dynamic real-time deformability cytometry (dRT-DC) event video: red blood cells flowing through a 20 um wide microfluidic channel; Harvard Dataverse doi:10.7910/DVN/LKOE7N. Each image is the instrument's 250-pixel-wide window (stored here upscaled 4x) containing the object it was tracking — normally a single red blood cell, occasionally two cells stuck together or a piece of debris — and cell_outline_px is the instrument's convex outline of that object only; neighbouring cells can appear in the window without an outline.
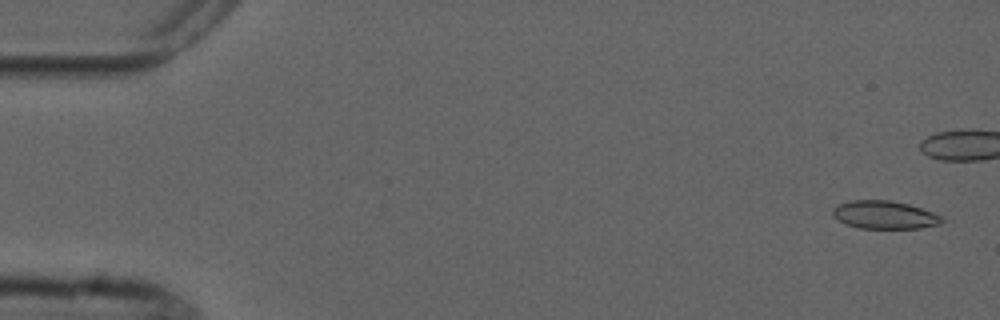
{"species": "common noctule bat (a hibernating species)", "species_latin": "Nyctalus noctula", "temperature_condition": "cold", "stored_images_in_passage": 5, "camera_frame_rate_fps": 3000, "um_per_image_px": 0.085, "animal": {"sex": "male", "forearm_length_mm": 52.5}, "frame": {"image": 1, "passage_image": 1, "time_ms": 0.0, "image_size_px": [1000, 320], "cell_outline_px": [[944, 220], [940, 224], [920, 228], [860, 228], [848, 224], [832, 216], [832, 208], [840, 204], [852, 200], [888, 200], [908, 204], [932, 212], [940, 216]], "centroid_in_image_um": [75.18, 18.26], "position_along_channel_um": 9.8, "area_um2": 17.57}}
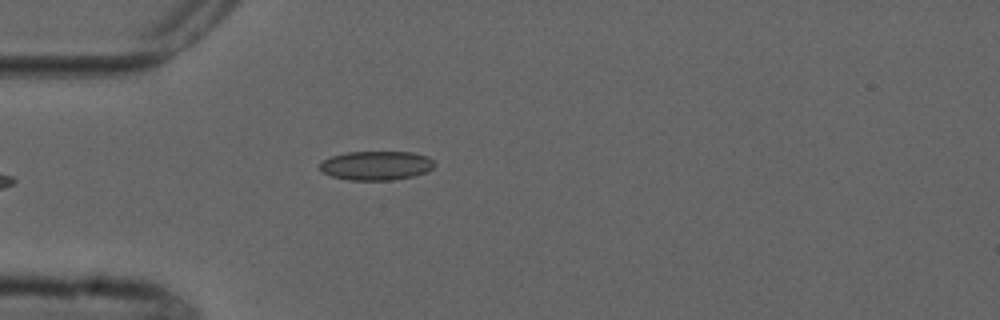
{"frame": {"image": 2, "passage_image": 5, "time_ms": 5.667, "image_size_px": [1000, 320], "cell_outline_px": [[436, 164], [428, 172], [416, 176], [392, 180], [348, 180], [332, 176], [324, 172], [320, 168], [320, 164], [324, 160], [332, 156], [348, 152], [412, 152], [428, 156]], "centroid_in_image_um": [32.04, 14.07], "position_along_channel_um": 53.0, "area_um2": 19.48}}